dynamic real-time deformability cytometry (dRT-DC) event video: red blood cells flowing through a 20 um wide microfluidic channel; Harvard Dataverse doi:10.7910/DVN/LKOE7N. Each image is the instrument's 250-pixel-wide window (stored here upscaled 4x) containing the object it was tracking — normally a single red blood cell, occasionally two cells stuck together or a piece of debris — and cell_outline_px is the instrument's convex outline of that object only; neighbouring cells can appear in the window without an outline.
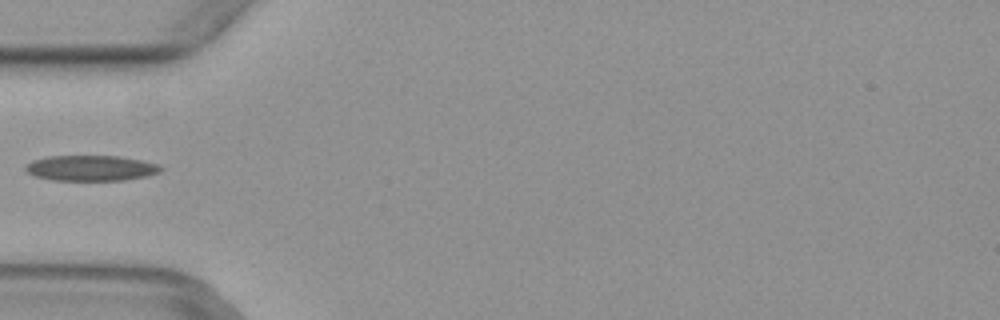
{"species": "common noctule bat (a hibernating species)", "species_latin": "Nyctalus noctula", "temperature_condition": "warm", "stored_images_in_passage": 5, "camera_frame_rate_fps": 3000, "um_per_image_px": 0.085, "animal": {"sex": "female", "body_mass_g": 29.2, "forearm_length_mm": 56.3}, "frame": {"image": 1, "passage_image": 4, "time_ms": 1.0, "image_size_px": [1000, 320], "cell_outline_px": [[164, 168], [160, 172], [148, 176], [124, 180], [52, 180], [36, 176], [28, 172], [24, 168], [32, 160], [48, 156], [120, 156], [140, 160], [156, 164]], "centroid_in_image_um": [7.75, 14.29], "position_along_channel_um": 77.3, "area_um2": 20.0}}
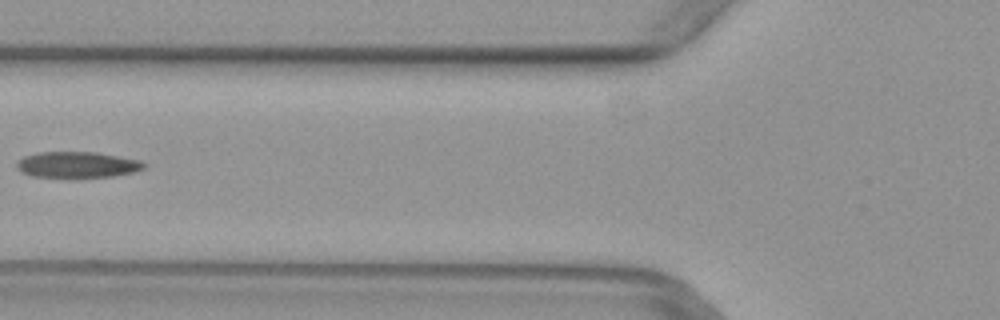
{"frame": {"image": 2, "passage_image": 5, "time_ms": 1.333, "image_size_px": [1000, 320], "cell_outline_px": [[148, 164], [144, 168], [132, 172], [112, 176], [76, 180], [64, 180], [32, 176], [20, 172], [16, 168], [16, 164], [24, 156], [40, 152], [96, 152], [140, 160]], "centroid_in_image_um": [6.53, 14.05], "position_along_channel_um": 119.3, "area_um2": 20.23}}